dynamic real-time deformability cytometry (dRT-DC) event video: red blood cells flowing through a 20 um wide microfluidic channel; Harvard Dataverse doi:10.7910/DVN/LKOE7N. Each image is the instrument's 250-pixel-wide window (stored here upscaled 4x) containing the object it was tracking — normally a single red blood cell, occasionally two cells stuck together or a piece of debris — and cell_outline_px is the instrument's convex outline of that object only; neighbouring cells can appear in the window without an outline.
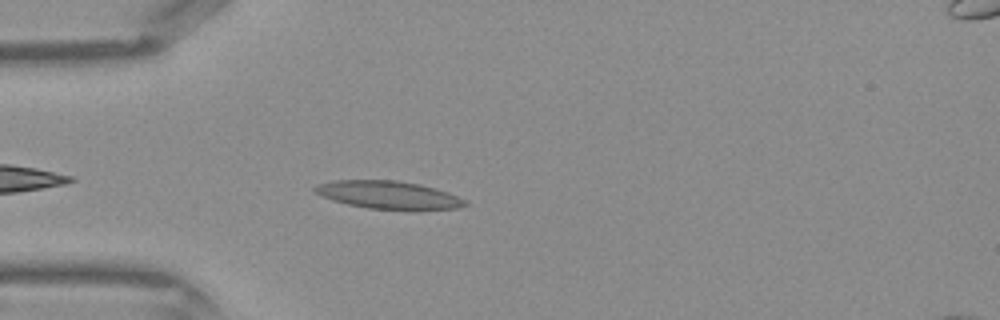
{"species": "Egyptian fruit bat (a non-hibernating species)", "species_latin": "Rousettus aegyptiacus", "temperature_condition": "warm", "stored_images_in_passage": 34, "camera_frame_rate_fps": 3000, "um_per_image_px": 0.085, "frame": {"image": 1, "passage_image": 3, "time_ms": 0.667, "image_size_px": [1000, 320], "cell_outline_px": [[468, 204], [456, 208], [368, 208], [348, 204], [332, 200], [316, 192], [312, 188], [316, 184], [332, 180], [396, 180], [420, 184], [448, 192], [464, 200]], "centroid_in_image_um": [32.93, 16.53], "position_along_channel_um": 52.1, "area_um2": 23.64}}
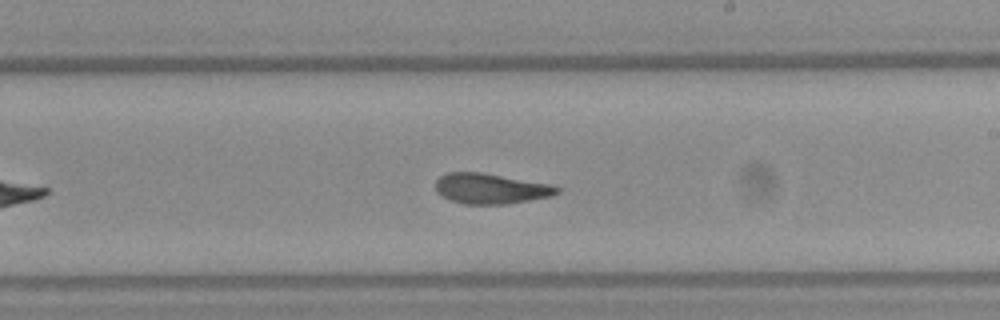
{"frame": {"image": 2, "passage_image": 16, "time_ms": 5.0, "image_size_px": [1000, 320], "cell_outline_px": [[560, 192], [552, 196], [504, 204], [464, 204], [452, 200], [436, 192], [436, 180], [440, 176], [448, 172], [480, 172], [556, 184], [560, 188]], "centroid_in_image_um": [41.77, 16.02], "position_along_channel_um": 247.2, "area_um2": 21.62}}
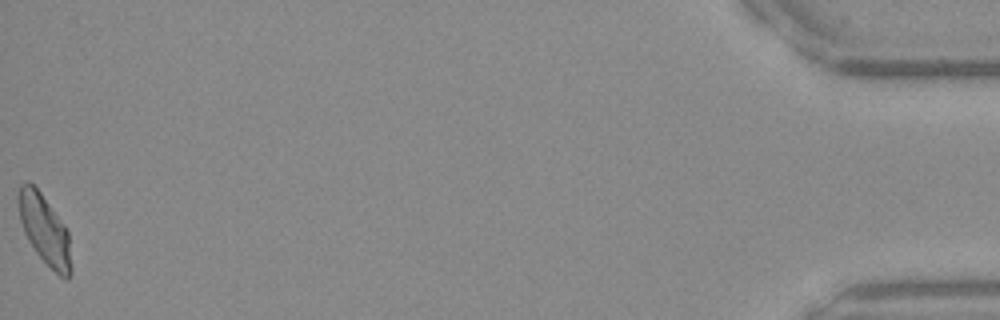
{"frame": {"image": 3, "passage_image": 34, "time_ms": 11.0, "image_size_px": [1000, 320], "cell_outline_px": [[72, 272], [68, 280], [60, 276], [36, 252], [28, 240], [24, 232], [20, 220], [16, 200], [16, 196], [20, 184], [24, 180], [28, 180], [40, 192], [64, 224], [68, 232], [72, 268]], "centroid_in_image_um": [3.76, 19.48], "position_along_channel_um": 431.4, "area_um2": 21.5}}